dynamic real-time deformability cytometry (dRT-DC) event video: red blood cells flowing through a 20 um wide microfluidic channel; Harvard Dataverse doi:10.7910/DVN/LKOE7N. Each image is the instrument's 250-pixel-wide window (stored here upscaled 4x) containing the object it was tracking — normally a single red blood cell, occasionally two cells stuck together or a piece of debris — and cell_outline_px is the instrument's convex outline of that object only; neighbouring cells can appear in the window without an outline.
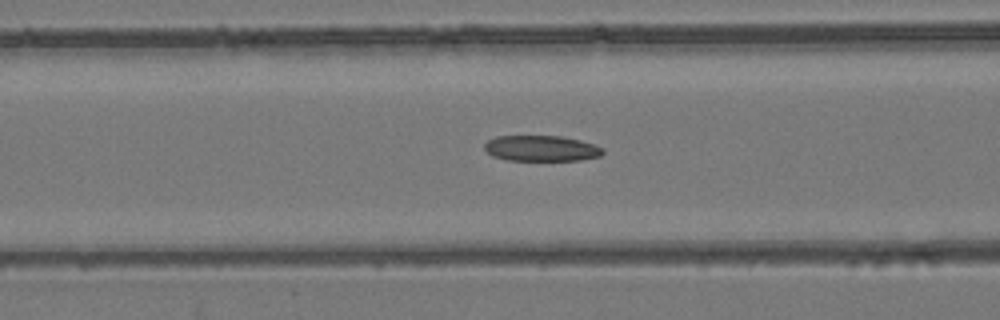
{"species": "common noctule bat (a hibernating species)", "species_latin": "Nyctalus noctula", "temperature_condition": "room temperature", "stored_images_in_passage": 53, "camera_frame_rate_fps": 3000, "um_per_image_px": 0.085, "animal": {"sex": "female", "body_mass_g": 24.6, "forearm_length_mm": 56.2}, "frame": {"image": 1, "passage_image": 22, "time_ms": 7.0, "image_size_px": [1000, 320], "cell_outline_px": [[604, 152], [600, 156], [580, 160], [508, 160], [492, 156], [484, 148], [484, 144], [488, 140], [496, 136], [564, 136], [596, 144], [604, 148]], "centroid_in_image_um": [46.04, 12.6], "position_along_channel_um": 120.6, "area_um2": 17.86}}
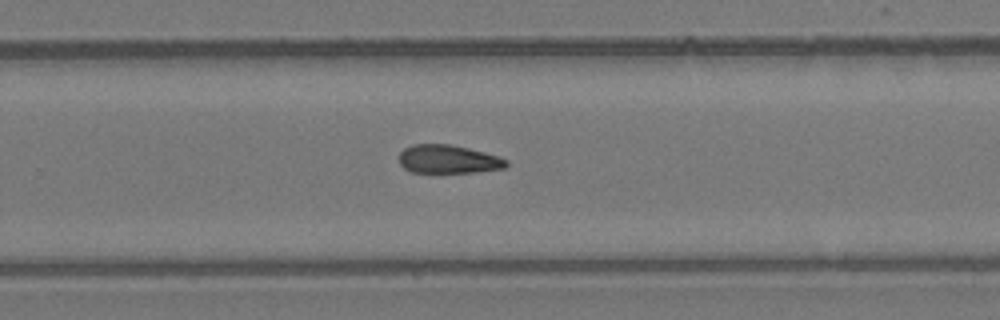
{"frame": {"image": 2, "passage_image": 35, "time_ms": 11.333, "image_size_px": [1000, 320], "cell_outline_px": [[508, 164], [504, 168], [476, 172], [412, 172], [404, 168], [400, 164], [400, 152], [404, 148], [412, 144], [452, 144], [484, 152], [508, 160]], "centroid_in_image_um": [38.09, 13.52], "position_along_channel_um": 291.7, "area_um2": 17.69}}
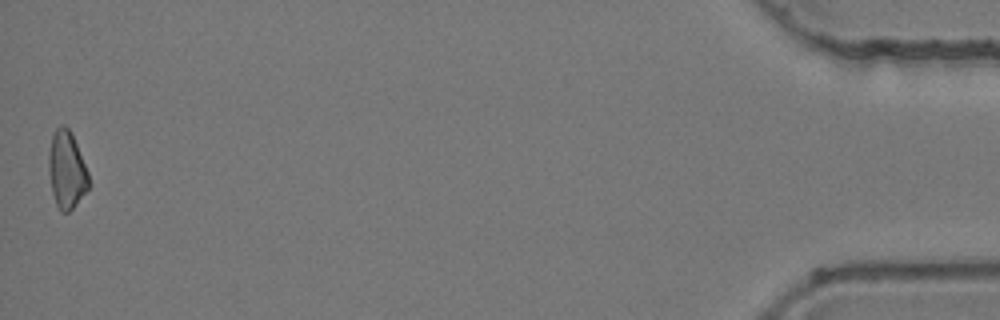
{"frame": {"image": 3, "passage_image": 53, "time_ms": 17.333, "image_size_px": [1000, 320], "cell_outline_px": [[88, 188], [72, 208], [68, 212], [60, 212], [56, 204], [52, 192], [48, 168], [48, 152], [52, 136], [56, 128], [60, 124], [64, 124], [68, 128], [76, 144], [88, 172]], "centroid_in_image_um": [5.63, 14.43], "position_along_channel_um": 429.6, "area_um2": 17.74}}